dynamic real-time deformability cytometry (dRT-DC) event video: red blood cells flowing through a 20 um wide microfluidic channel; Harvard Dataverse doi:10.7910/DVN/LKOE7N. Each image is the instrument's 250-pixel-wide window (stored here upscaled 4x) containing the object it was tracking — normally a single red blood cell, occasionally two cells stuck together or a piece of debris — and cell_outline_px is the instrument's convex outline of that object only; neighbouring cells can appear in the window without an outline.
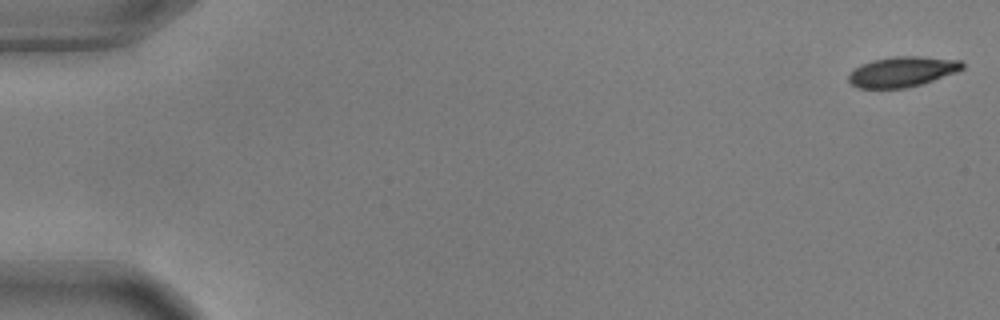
{"species": "common noctule bat (a hibernating species)", "species_latin": "Nyctalus noctula", "temperature_condition": "warm", "stored_images_in_passage": 53, "camera_frame_rate_fps": 3000, "um_per_image_px": 0.085, "animal": {"sex": "male", "body_mass_g": 17.9, "forearm_length_mm": 54.2}, "frame": {"image": 1, "passage_image": 1, "time_ms": 0.0, "image_size_px": [1000, 320], "cell_outline_px": [[964, 68], [956, 72], [908, 88], [860, 88], [852, 84], [848, 80], [848, 76], [860, 64], [872, 60], [892, 56], [920, 56], [960, 60], [964, 64]], "centroid_in_image_um": [76.69, 6.08], "position_along_channel_um": 8.3, "area_um2": 19.94}}
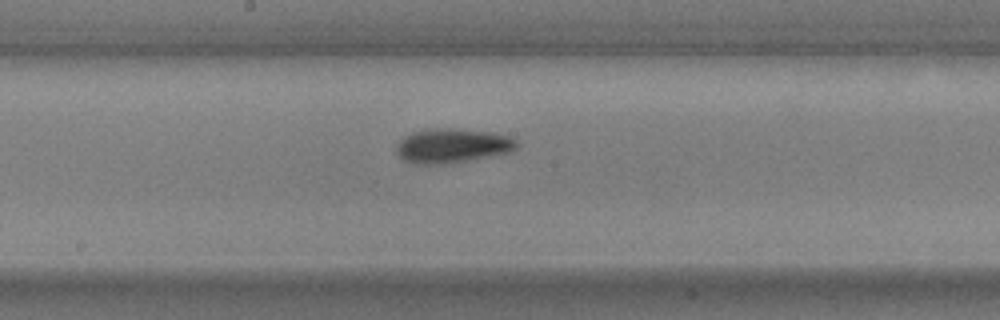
{"frame": {"image": 2, "passage_image": 30, "time_ms": 9.667, "image_size_px": [1000, 320], "cell_outline_px": [[520, 144], [512, 152], [468, 160], [440, 164], [416, 164], [404, 160], [396, 152], [396, 144], [404, 136], [412, 132], [428, 128], [452, 128], [492, 132], [508, 136], [516, 140]], "centroid_in_image_um": [38.44, 12.37], "position_along_channel_um": 209.8, "area_um2": 24.22}}
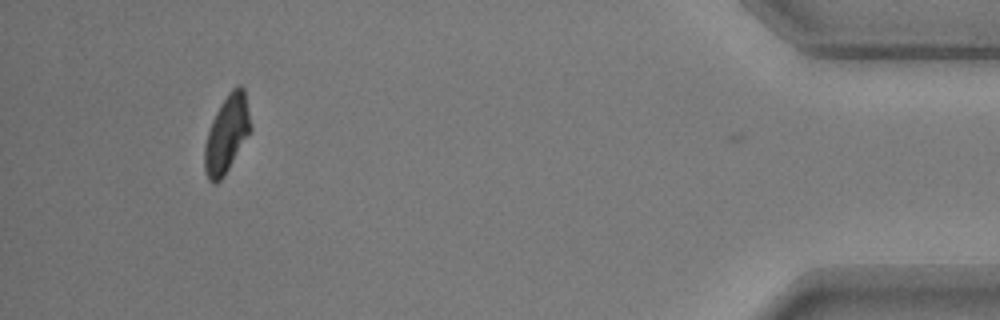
{"frame": {"image": 3, "passage_image": 52, "time_ms": 17.0, "image_size_px": [1000, 320], "cell_outline_px": [[252, 128], [224, 176], [216, 184], [212, 184], [208, 180], [204, 168], [204, 148], [208, 132], [212, 120], [220, 104], [228, 92], [236, 84], [240, 84], [244, 88], [252, 124]], "centroid_in_image_um": [19.28, 11.37], "position_along_channel_um": 415.9, "area_um2": 20.81}, "authors_computed_cell_mechanics": {"area_um2": 21.964, "velocity_mm_per_s": 3.6539, "shape_relaxation_time_tau1_ms": 3.3043, "shape_relaxation_time_tau2_ms": 4.3083, "deformation_change_tau1": 0.1695, "deformation_change_tau2": 0.0854}}